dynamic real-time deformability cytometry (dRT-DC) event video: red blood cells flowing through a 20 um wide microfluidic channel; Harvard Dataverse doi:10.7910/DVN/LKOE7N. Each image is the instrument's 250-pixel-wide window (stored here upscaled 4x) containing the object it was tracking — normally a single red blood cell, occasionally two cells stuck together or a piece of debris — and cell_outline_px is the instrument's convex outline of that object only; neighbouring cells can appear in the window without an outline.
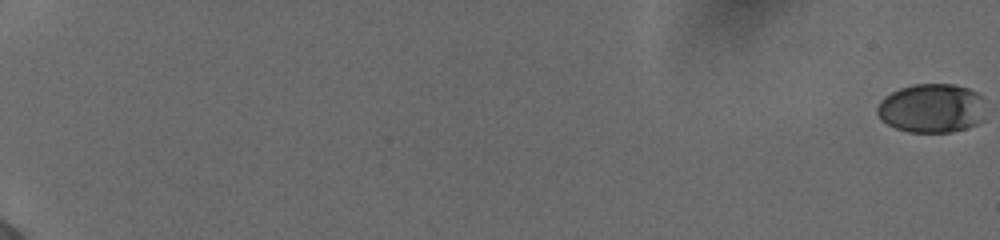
{"species": "human", "species_latin": "Homo sapiens", "temperature_condition": "cold", "stored_images_in_passage": 58, "camera_frame_rate_fps": 3000, "um_per_image_px": 0.085, "donor": {"sex": "female"}, "frame": {"image": 1, "passage_image": 1, "time_ms": 0.0, "image_size_px": [1000, 240], "cell_outline_px": [[984, 120], [976, 124], [952, 132], [908, 132], [896, 128], [888, 124], [876, 112], [876, 108], [880, 100], [884, 96], [900, 88], [916, 84], [952, 84], [968, 88], [976, 92], [980, 96]], "centroid_in_image_um": [79.17, 9.2], "position_along_channel_um": 5.8, "area_um2": 30.75}}
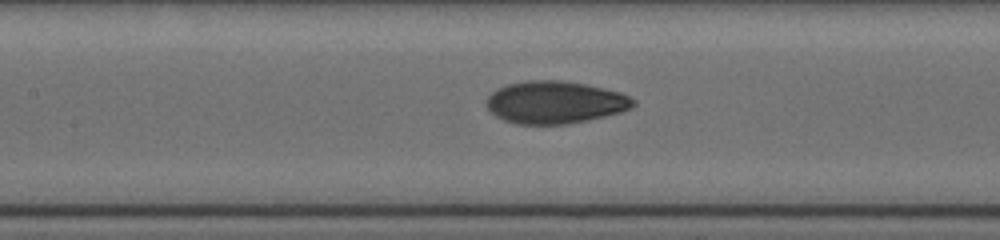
{"frame": {"image": 2, "passage_image": 32, "time_ms": 10.333, "image_size_px": [1000, 240], "cell_outline_px": [[636, 104], [632, 108], [620, 112], [588, 120], [568, 124], [516, 124], [504, 120], [496, 116], [488, 108], [488, 96], [496, 88], [508, 84], [528, 80], [564, 80], [604, 88], [620, 92], [636, 100]], "centroid_in_image_um": [47.2, 8.69], "position_along_channel_um": 160.2, "area_um2": 36.3}}
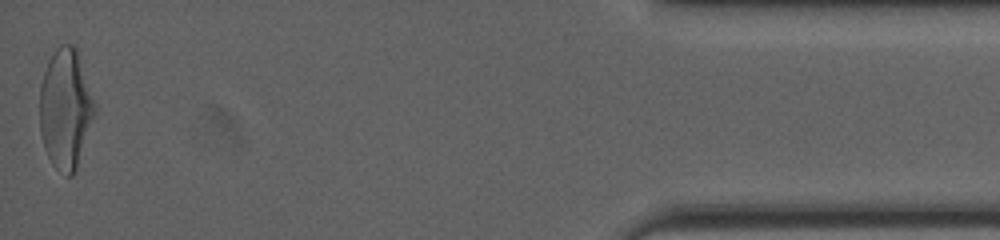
{"frame": {"image": 3, "passage_image": 58, "time_ms": 19.0, "image_size_px": [1000, 240], "cell_outline_px": [[96, 112], [76, 168], [72, 176], [68, 176], [56, 168], [52, 164], [44, 148], [40, 132], [40, 84], [44, 72], [56, 48], [60, 44], [72, 44], [76, 48], [96, 104]], "centroid_in_image_um": [5.57, 9.25], "position_along_channel_um": 429.6, "area_um2": 38.15}, "authors_computed_cell_mechanics": {"area_um2": 34.6511, "velocity_mm_per_s": 3.8946, "shape_relaxation_time_tau1_ms": 3.3102, "shape_relaxation_time_tau2_ms": 1.1469, "deformation_change_tau1": 0.1629, "deformation_change_tau2": 0.0603}}